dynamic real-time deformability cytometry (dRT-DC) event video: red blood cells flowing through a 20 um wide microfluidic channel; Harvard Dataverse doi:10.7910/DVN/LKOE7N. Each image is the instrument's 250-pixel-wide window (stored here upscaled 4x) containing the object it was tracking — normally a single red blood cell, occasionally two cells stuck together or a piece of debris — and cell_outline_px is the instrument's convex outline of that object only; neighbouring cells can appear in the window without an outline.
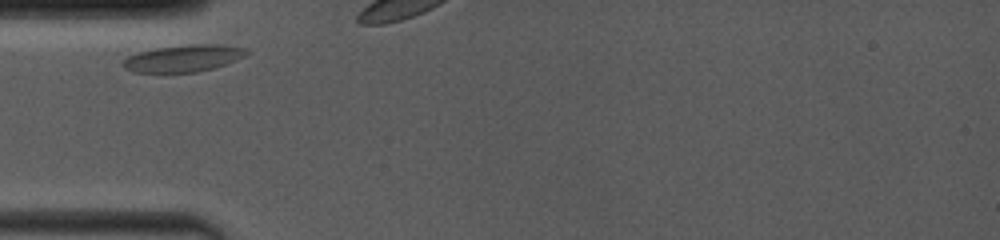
{"species": "common noctule bat (a hibernating species)", "species_latin": "Nyctalus noctula", "temperature_condition": "room temperature", "stored_images_in_passage": 3, "camera_frame_rate_fps": 4000, "um_per_image_px": 0.085, "animal": {"sex": "female", "body_mass_g": 19.0, "forearm_length_mm": 53.3}, "frame": {"image": 1, "passage_image": 1, "time_ms": 0.0, "image_size_px": [1000, 240], "cell_outline_px": [[252, 52], [236, 60], [212, 68], [196, 72], [132, 72], [124, 68], [120, 64], [128, 56], [140, 52], [156, 48], [188, 44], [220, 44], [248, 48]], "centroid_in_image_um": [15.62, 4.94], "position_along_channel_um": 69.4, "area_um2": 19.42}}